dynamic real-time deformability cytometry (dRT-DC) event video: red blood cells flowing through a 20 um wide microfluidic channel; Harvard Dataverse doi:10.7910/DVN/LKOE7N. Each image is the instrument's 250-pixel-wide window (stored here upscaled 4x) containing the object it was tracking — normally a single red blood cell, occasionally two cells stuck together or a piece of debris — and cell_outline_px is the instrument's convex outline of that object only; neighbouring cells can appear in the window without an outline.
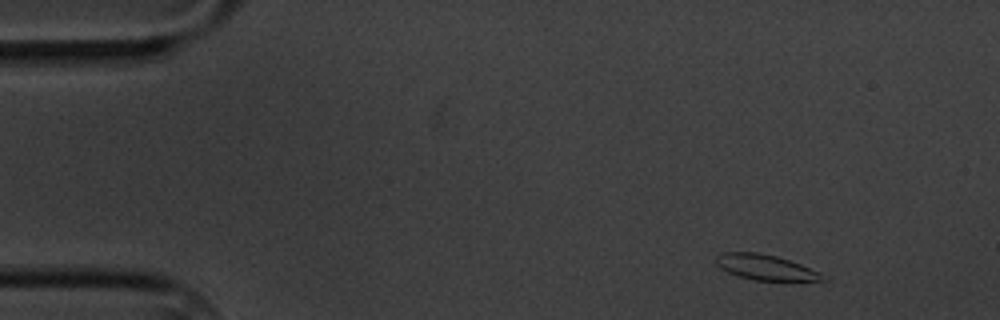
{"species": "common noctule bat (a hibernating species)", "species_latin": "Nyctalus noctula", "temperature_condition": "cold", "stored_images_in_passage": 4, "camera_frame_rate_fps": 3000, "um_per_image_px": 0.085, "animal": {"sex": "male", "body_mass_g": 20.1, "forearm_length_mm": 53.5}, "frame": {"image": 1, "passage_image": 1, "time_ms": 0.0, "image_size_px": [1000, 320], "cell_outline_px": [[828, 280], [756, 280], [740, 276], [728, 272], [720, 268], [716, 264], [716, 256], [720, 252], [756, 252], [776, 256], [800, 264], [828, 276]], "centroid_in_image_um": [65.05, 22.71], "position_along_channel_um": 19.9, "area_um2": 15.55}}
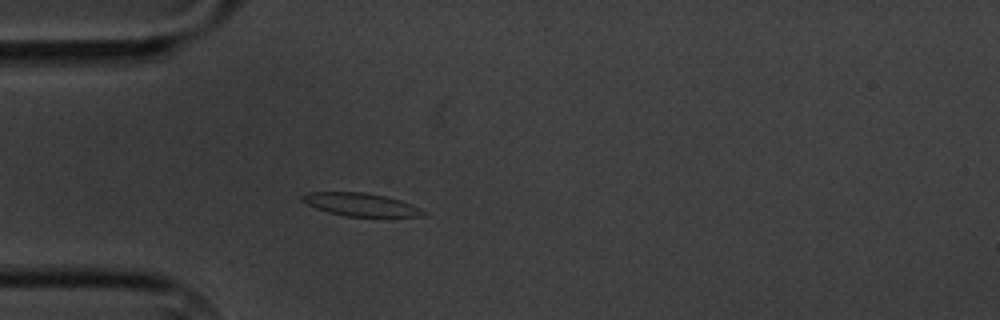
{"frame": {"image": 2, "passage_image": 4, "time_ms": 3.333, "image_size_px": [1000, 320], "cell_outline_px": [[428, 212], [424, 216], [348, 216], [328, 212], [316, 208], [300, 200], [300, 196], [308, 192], [364, 192], [384, 196], [400, 200], [412, 204]], "centroid_in_image_um": [30.66, 17.38], "position_along_channel_um": 54.3, "area_um2": 16.13}}